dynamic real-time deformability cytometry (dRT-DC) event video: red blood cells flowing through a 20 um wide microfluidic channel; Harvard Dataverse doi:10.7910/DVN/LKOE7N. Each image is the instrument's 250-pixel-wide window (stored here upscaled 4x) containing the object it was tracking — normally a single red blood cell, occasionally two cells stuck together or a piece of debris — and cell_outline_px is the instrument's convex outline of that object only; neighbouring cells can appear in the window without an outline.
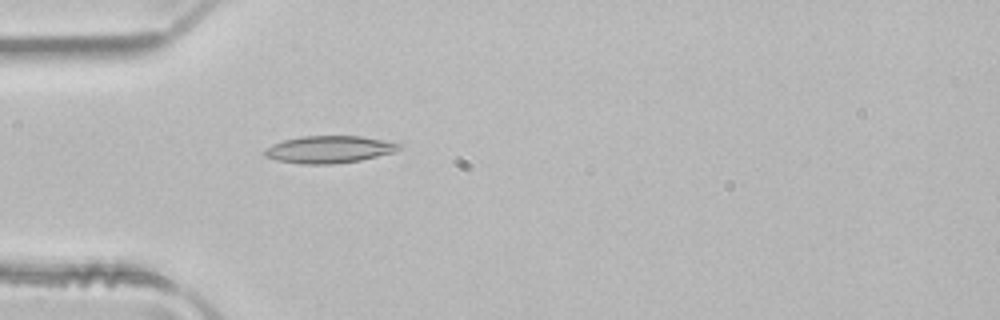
{"species": "common noctule bat (a hibernating species)", "species_latin": "Nyctalus noctula", "temperature_condition": "room temperature", "stored_images_in_passage": 4, "camera_frame_rate_fps": 3000, "um_per_image_px": 0.085, "animal": {"sex": "male", "body_mass_g": 21.5, "forearm_length_mm": 52.0}, "frame": {"image": 1, "passage_image": 4, "time_ms": 1.0, "image_size_px": [1000, 320], "cell_outline_px": [[404, 148], [396, 152], [360, 160], [332, 164], [300, 164], [276, 160], [264, 156], [264, 148], [272, 144], [284, 140], [300, 136], [360, 136], [404, 144]], "centroid_in_image_um": [28.0, 12.7], "position_along_channel_um": 57.0, "area_um2": 21.56}}